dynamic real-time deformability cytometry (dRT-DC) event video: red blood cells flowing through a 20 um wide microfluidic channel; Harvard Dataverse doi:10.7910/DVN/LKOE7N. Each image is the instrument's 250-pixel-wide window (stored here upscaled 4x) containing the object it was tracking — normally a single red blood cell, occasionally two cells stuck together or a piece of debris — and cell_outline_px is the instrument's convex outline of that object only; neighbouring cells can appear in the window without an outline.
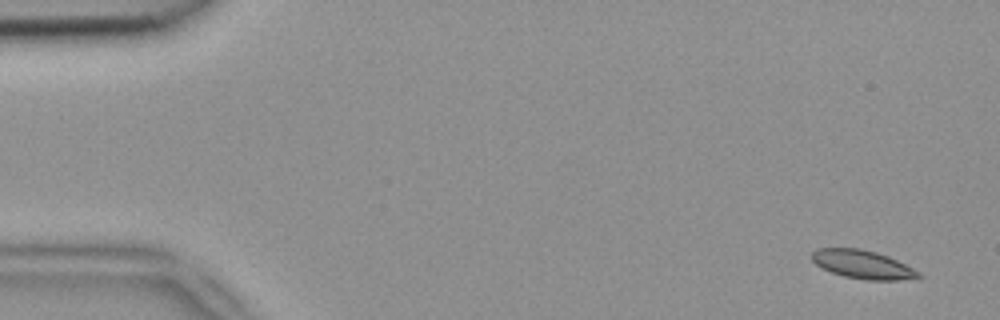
{"species": "common noctule bat (a hibernating species)", "species_latin": "Nyctalus noctula", "temperature_condition": "room temperature", "stored_images_in_passage": 5, "camera_frame_rate_fps": 3000, "um_per_image_px": 0.085, "animal": {"sex": "female", "body_mass_g": 18.4}, "frame": {"image": 1, "passage_image": 1, "time_ms": 0.0, "image_size_px": [1000, 320], "cell_outline_px": [[924, 276], [900, 280], [868, 280], [844, 276], [832, 272], [816, 264], [812, 260], [812, 252], [816, 248], [860, 248], [876, 252], [888, 256], [920, 272]], "centroid_in_image_um": [73.33, 22.47], "position_along_channel_um": 11.7, "area_um2": 17.51}}